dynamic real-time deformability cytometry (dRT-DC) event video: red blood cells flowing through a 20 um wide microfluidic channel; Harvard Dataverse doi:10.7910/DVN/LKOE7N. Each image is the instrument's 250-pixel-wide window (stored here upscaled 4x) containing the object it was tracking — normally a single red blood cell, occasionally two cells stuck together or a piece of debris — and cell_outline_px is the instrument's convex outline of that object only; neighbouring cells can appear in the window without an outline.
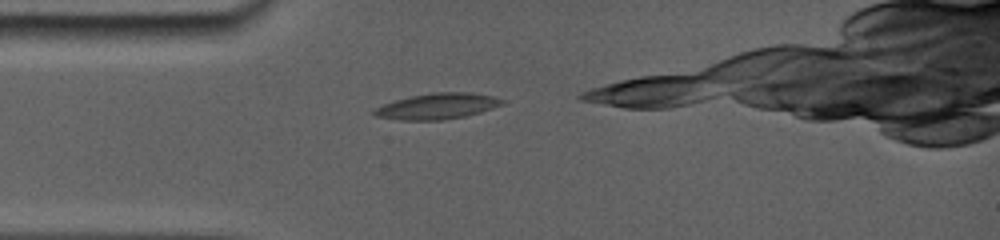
{"species": "common noctule bat (a hibernating species)", "species_latin": "Nyctalus noctula", "temperature_condition": "room temperature", "stored_images_in_passage": 12, "camera_frame_rate_fps": 5000, "um_per_image_px": 0.085, "animal": {"sex": "female", "body_mass_g": 19.0, "forearm_length_mm": 56.7}, "frame": {"image": 1, "passage_image": 1, "time_ms": 0.0, "image_size_px": [1000, 240], "cell_outline_px": [[504, 104], [480, 112], [464, 116], [440, 120], [400, 120], [376, 116], [372, 112], [372, 108], [396, 100], [412, 96], [432, 92], [472, 92], [496, 96], [504, 100]], "centroid_in_image_um": [37.19, 9.02], "position_along_channel_um": 47.8, "area_um2": 19.31}}
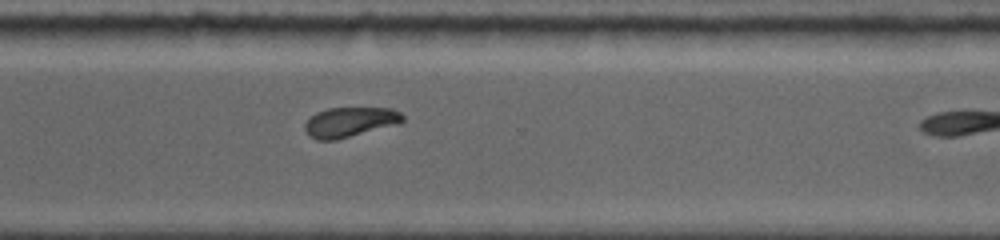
{"frame": {"image": 2, "passage_image": 9, "time_ms": 7.8, "image_size_px": [1000, 240], "cell_outline_px": [[404, 120], [400, 124], [336, 140], [316, 140], [308, 136], [304, 128], [304, 124], [316, 112], [328, 108], [392, 108], [400, 112], [404, 116]], "centroid_in_image_um": [29.75, 10.38], "position_along_channel_um": 340.8, "area_um2": 17.22}}
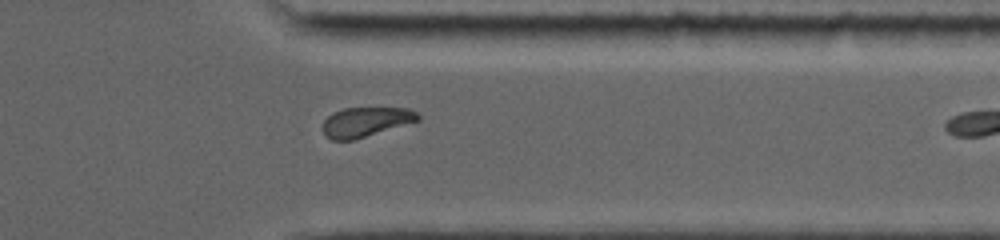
{"frame": {"image": 3, "passage_image": 10, "time_ms": 8.8, "image_size_px": [1000, 240], "cell_outline_px": [[420, 120], [356, 140], [332, 140], [324, 132], [324, 120], [332, 112], [344, 108], [408, 108], [416, 112], [420, 116]], "centroid_in_image_um": [31.11, 10.36], "position_along_channel_um": 380.3, "area_um2": 16.42}, "authors_computed_cell_mechanics": {"area_um2": 17.4845, "velocity_mm_per_s": 3.8797, "shape_relaxation_time_tau1_ms": 8.2815, "shape_relaxation_time_tau2_ms": null, "deformation_change_tau1": 0.1805, "deformation_change_tau2": null}}